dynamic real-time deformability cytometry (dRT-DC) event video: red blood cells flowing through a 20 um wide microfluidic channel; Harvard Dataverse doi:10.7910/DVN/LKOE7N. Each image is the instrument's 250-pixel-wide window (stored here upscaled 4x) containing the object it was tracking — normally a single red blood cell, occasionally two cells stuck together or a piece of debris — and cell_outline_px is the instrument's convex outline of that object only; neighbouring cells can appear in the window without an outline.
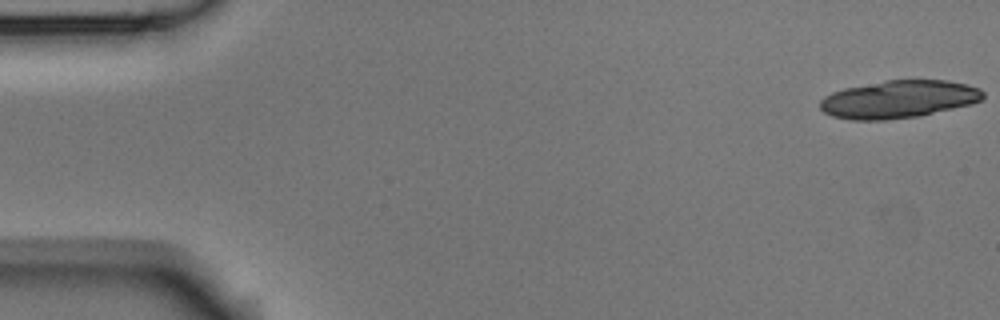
{"species": "Egyptian fruit bat (a non-hibernating species)", "species_latin": "Rousettus aegyptiacus", "temperature_condition": "room temperature", "stored_images_in_passage": 6, "camera_frame_rate_fps": 3000, "um_per_image_px": 0.085, "animal": {"sex": "male"}, "frame": {"image": 1, "passage_image": 1, "time_ms": 0.0, "image_size_px": [1000, 320], "cell_outline_px": [[984, 96], [980, 100], [972, 104], [920, 116], [888, 120], [852, 120], [832, 116], [824, 112], [820, 108], [820, 100], [824, 96], [832, 92], [844, 88], [888, 80], [948, 80], [968, 84], [980, 88], [984, 92]], "centroid_in_image_um": [76.4, 8.44], "position_along_channel_um": 8.6, "area_um2": 36.01}}